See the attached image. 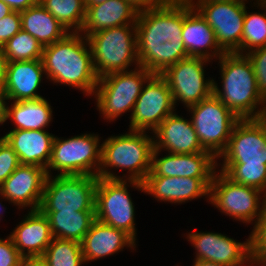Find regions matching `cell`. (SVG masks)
Here are the masks:
<instances>
[{
    "label": "cell",
    "mask_w": 266,
    "mask_h": 266,
    "mask_svg": "<svg viewBox=\"0 0 266 266\" xmlns=\"http://www.w3.org/2000/svg\"><path fill=\"white\" fill-rule=\"evenodd\" d=\"M260 220H266V199L264 203V213H263V216L260 218Z\"/></svg>",
    "instance_id": "cell-51"
},
{
    "label": "cell",
    "mask_w": 266,
    "mask_h": 266,
    "mask_svg": "<svg viewBox=\"0 0 266 266\" xmlns=\"http://www.w3.org/2000/svg\"><path fill=\"white\" fill-rule=\"evenodd\" d=\"M149 136L145 131L129 130L128 133L120 136L108 137L101 144V164L98 177L123 179L108 171V167L112 169L115 167V169L128 170L129 175L125 179L143 182L150 172L151 156L154 149V138Z\"/></svg>",
    "instance_id": "cell-4"
},
{
    "label": "cell",
    "mask_w": 266,
    "mask_h": 266,
    "mask_svg": "<svg viewBox=\"0 0 266 266\" xmlns=\"http://www.w3.org/2000/svg\"><path fill=\"white\" fill-rule=\"evenodd\" d=\"M197 138L205 151L216 158L225 150L239 118L214 94L188 107Z\"/></svg>",
    "instance_id": "cell-11"
},
{
    "label": "cell",
    "mask_w": 266,
    "mask_h": 266,
    "mask_svg": "<svg viewBox=\"0 0 266 266\" xmlns=\"http://www.w3.org/2000/svg\"><path fill=\"white\" fill-rule=\"evenodd\" d=\"M13 103V104H12ZM11 107L5 103V122L11 118L13 130H44L52 121V109L44 98L14 101Z\"/></svg>",
    "instance_id": "cell-27"
},
{
    "label": "cell",
    "mask_w": 266,
    "mask_h": 266,
    "mask_svg": "<svg viewBox=\"0 0 266 266\" xmlns=\"http://www.w3.org/2000/svg\"><path fill=\"white\" fill-rule=\"evenodd\" d=\"M20 16L22 30L36 38L43 47L62 40L71 32L40 4L21 11Z\"/></svg>",
    "instance_id": "cell-28"
},
{
    "label": "cell",
    "mask_w": 266,
    "mask_h": 266,
    "mask_svg": "<svg viewBox=\"0 0 266 266\" xmlns=\"http://www.w3.org/2000/svg\"><path fill=\"white\" fill-rule=\"evenodd\" d=\"M146 83L131 113L129 130L153 132L175 111L171 90L161 74H152Z\"/></svg>",
    "instance_id": "cell-15"
},
{
    "label": "cell",
    "mask_w": 266,
    "mask_h": 266,
    "mask_svg": "<svg viewBox=\"0 0 266 266\" xmlns=\"http://www.w3.org/2000/svg\"><path fill=\"white\" fill-rule=\"evenodd\" d=\"M0 206L2 207L1 203H0ZM1 207H0V211H2ZM0 215H1V212H0ZM0 218H2V217L0 216Z\"/></svg>",
    "instance_id": "cell-54"
},
{
    "label": "cell",
    "mask_w": 266,
    "mask_h": 266,
    "mask_svg": "<svg viewBox=\"0 0 266 266\" xmlns=\"http://www.w3.org/2000/svg\"><path fill=\"white\" fill-rule=\"evenodd\" d=\"M44 73L41 59L8 62L3 97L5 100L13 101L42 98L37 90L41 86Z\"/></svg>",
    "instance_id": "cell-22"
},
{
    "label": "cell",
    "mask_w": 266,
    "mask_h": 266,
    "mask_svg": "<svg viewBox=\"0 0 266 266\" xmlns=\"http://www.w3.org/2000/svg\"><path fill=\"white\" fill-rule=\"evenodd\" d=\"M258 6L265 9L266 11V0H261L259 3H258Z\"/></svg>",
    "instance_id": "cell-50"
},
{
    "label": "cell",
    "mask_w": 266,
    "mask_h": 266,
    "mask_svg": "<svg viewBox=\"0 0 266 266\" xmlns=\"http://www.w3.org/2000/svg\"><path fill=\"white\" fill-rule=\"evenodd\" d=\"M42 257L46 266H82L85 263L80 242L55 237Z\"/></svg>",
    "instance_id": "cell-31"
},
{
    "label": "cell",
    "mask_w": 266,
    "mask_h": 266,
    "mask_svg": "<svg viewBox=\"0 0 266 266\" xmlns=\"http://www.w3.org/2000/svg\"><path fill=\"white\" fill-rule=\"evenodd\" d=\"M184 0L139 11L136 22L139 66L152 74L188 58L183 38Z\"/></svg>",
    "instance_id": "cell-1"
},
{
    "label": "cell",
    "mask_w": 266,
    "mask_h": 266,
    "mask_svg": "<svg viewBox=\"0 0 266 266\" xmlns=\"http://www.w3.org/2000/svg\"><path fill=\"white\" fill-rule=\"evenodd\" d=\"M218 60L222 89L213 81V94L239 119L259 118L264 98L258 90L253 66L248 57L225 53Z\"/></svg>",
    "instance_id": "cell-3"
},
{
    "label": "cell",
    "mask_w": 266,
    "mask_h": 266,
    "mask_svg": "<svg viewBox=\"0 0 266 266\" xmlns=\"http://www.w3.org/2000/svg\"><path fill=\"white\" fill-rule=\"evenodd\" d=\"M192 6L214 30L219 46L226 53L241 54L245 2H196Z\"/></svg>",
    "instance_id": "cell-14"
},
{
    "label": "cell",
    "mask_w": 266,
    "mask_h": 266,
    "mask_svg": "<svg viewBox=\"0 0 266 266\" xmlns=\"http://www.w3.org/2000/svg\"><path fill=\"white\" fill-rule=\"evenodd\" d=\"M250 60L256 76V84L262 97L266 96V46L244 53Z\"/></svg>",
    "instance_id": "cell-36"
},
{
    "label": "cell",
    "mask_w": 266,
    "mask_h": 266,
    "mask_svg": "<svg viewBox=\"0 0 266 266\" xmlns=\"http://www.w3.org/2000/svg\"><path fill=\"white\" fill-rule=\"evenodd\" d=\"M47 174L36 165L20 164L0 186V197L18 208L39 210Z\"/></svg>",
    "instance_id": "cell-17"
},
{
    "label": "cell",
    "mask_w": 266,
    "mask_h": 266,
    "mask_svg": "<svg viewBox=\"0 0 266 266\" xmlns=\"http://www.w3.org/2000/svg\"><path fill=\"white\" fill-rule=\"evenodd\" d=\"M9 236L21 256L42 257L53 239L48 217L40 210H30Z\"/></svg>",
    "instance_id": "cell-25"
},
{
    "label": "cell",
    "mask_w": 266,
    "mask_h": 266,
    "mask_svg": "<svg viewBox=\"0 0 266 266\" xmlns=\"http://www.w3.org/2000/svg\"><path fill=\"white\" fill-rule=\"evenodd\" d=\"M135 240L125 231L95 219L83 237L81 250L85 263L102 259L121 251L125 246L135 248Z\"/></svg>",
    "instance_id": "cell-23"
},
{
    "label": "cell",
    "mask_w": 266,
    "mask_h": 266,
    "mask_svg": "<svg viewBox=\"0 0 266 266\" xmlns=\"http://www.w3.org/2000/svg\"><path fill=\"white\" fill-rule=\"evenodd\" d=\"M207 62L210 61L202 57H188L161 74L168 83L175 105L181 101L188 108L213 94L214 79L205 80Z\"/></svg>",
    "instance_id": "cell-12"
},
{
    "label": "cell",
    "mask_w": 266,
    "mask_h": 266,
    "mask_svg": "<svg viewBox=\"0 0 266 266\" xmlns=\"http://www.w3.org/2000/svg\"><path fill=\"white\" fill-rule=\"evenodd\" d=\"M139 10L127 0H108L95 5H86V18L82 30L85 37L98 31L136 24Z\"/></svg>",
    "instance_id": "cell-26"
},
{
    "label": "cell",
    "mask_w": 266,
    "mask_h": 266,
    "mask_svg": "<svg viewBox=\"0 0 266 266\" xmlns=\"http://www.w3.org/2000/svg\"><path fill=\"white\" fill-rule=\"evenodd\" d=\"M243 1H245V2H246L247 0H243ZM256 1H257V3H256V4H258V3H259L261 0H256Z\"/></svg>",
    "instance_id": "cell-53"
},
{
    "label": "cell",
    "mask_w": 266,
    "mask_h": 266,
    "mask_svg": "<svg viewBox=\"0 0 266 266\" xmlns=\"http://www.w3.org/2000/svg\"><path fill=\"white\" fill-rule=\"evenodd\" d=\"M265 199L266 195L261 190L235 183L221 171L215 173L210 185L209 201L220 212L243 223L253 224L255 221L254 226L263 216Z\"/></svg>",
    "instance_id": "cell-10"
},
{
    "label": "cell",
    "mask_w": 266,
    "mask_h": 266,
    "mask_svg": "<svg viewBox=\"0 0 266 266\" xmlns=\"http://www.w3.org/2000/svg\"><path fill=\"white\" fill-rule=\"evenodd\" d=\"M187 238L195 248V260L215 262L225 266H243L252 262L251 234L244 242H237L221 233L192 232Z\"/></svg>",
    "instance_id": "cell-16"
},
{
    "label": "cell",
    "mask_w": 266,
    "mask_h": 266,
    "mask_svg": "<svg viewBox=\"0 0 266 266\" xmlns=\"http://www.w3.org/2000/svg\"><path fill=\"white\" fill-rule=\"evenodd\" d=\"M222 165H266V125L260 118L239 119L234 125Z\"/></svg>",
    "instance_id": "cell-13"
},
{
    "label": "cell",
    "mask_w": 266,
    "mask_h": 266,
    "mask_svg": "<svg viewBox=\"0 0 266 266\" xmlns=\"http://www.w3.org/2000/svg\"><path fill=\"white\" fill-rule=\"evenodd\" d=\"M48 217L52 236L81 242L95 220V211H41Z\"/></svg>",
    "instance_id": "cell-29"
},
{
    "label": "cell",
    "mask_w": 266,
    "mask_h": 266,
    "mask_svg": "<svg viewBox=\"0 0 266 266\" xmlns=\"http://www.w3.org/2000/svg\"><path fill=\"white\" fill-rule=\"evenodd\" d=\"M194 261H195L194 265L192 266H225L215 262L204 261V260H194Z\"/></svg>",
    "instance_id": "cell-46"
},
{
    "label": "cell",
    "mask_w": 266,
    "mask_h": 266,
    "mask_svg": "<svg viewBox=\"0 0 266 266\" xmlns=\"http://www.w3.org/2000/svg\"><path fill=\"white\" fill-rule=\"evenodd\" d=\"M5 2L13 11H24L29 7L39 4V0H2Z\"/></svg>",
    "instance_id": "cell-40"
},
{
    "label": "cell",
    "mask_w": 266,
    "mask_h": 266,
    "mask_svg": "<svg viewBox=\"0 0 266 266\" xmlns=\"http://www.w3.org/2000/svg\"><path fill=\"white\" fill-rule=\"evenodd\" d=\"M144 192L143 182L127 179L98 178L95 190V219L120 229L136 241L135 209L127 184Z\"/></svg>",
    "instance_id": "cell-7"
},
{
    "label": "cell",
    "mask_w": 266,
    "mask_h": 266,
    "mask_svg": "<svg viewBox=\"0 0 266 266\" xmlns=\"http://www.w3.org/2000/svg\"><path fill=\"white\" fill-rule=\"evenodd\" d=\"M87 40L98 78L128 71L134 62L139 67L136 24L104 29L89 35Z\"/></svg>",
    "instance_id": "cell-5"
},
{
    "label": "cell",
    "mask_w": 266,
    "mask_h": 266,
    "mask_svg": "<svg viewBox=\"0 0 266 266\" xmlns=\"http://www.w3.org/2000/svg\"><path fill=\"white\" fill-rule=\"evenodd\" d=\"M5 98L3 97L2 94H0V124L2 125L3 123H5Z\"/></svg>",
    "instance_id": "cell-45"
},
{
    "label": "cell",
    "mask_w": 266,
    "mask_h": 266,
    "mask_svg": "<svg viewBox=\"0 0 266 266\" xmlns=\"http://www.w3.org/2000/svg\"><path fill=\"white\" fill-rule=\"evenodd\" d=\"M260 119H262V121L265 123V125H266V116H260L259 117Z\"/></svg>",
    "instance_id": "cell-52"
},
{
    "label": "cell",
    "mask_w": 266,
    "mask_h": 266,
    "mask_svg": "<svg viewBox=\"0 0 266 266\" xmlns=\"http://www.w3.org/2000/svg\"><path fill=\"white\" fill-rule=\"evenodd\" d=\"M252 230V262L266 266V220H259Z\"/></svg>",
    "instance_id": "cell-35"
},
{
    "label": "cell",
    "mask_w": 266,
    "mask_h": 266,
    "mask_svg": "<svg viewBox=\"0 0 266 266\" xmlns=\"http://www.w3.org/2000/svg\"><path fill=\"white\" fill-rule=\"evenodd\" d=\"M260 116H266V96L264 97L263 109Z\"/></svg>",
    "instance_id": "cell-49"
},
{
    "label": "cell",
    "mask_w": 266,
    "mask_h": 266,
    "mask_svg": "<svg viewBox=\"0 0 266 266\" xmlns=\"http://www.w3.org/2000/svg\"><path fill=\"white\" fill-rule=\"evenodd\" d=\"M100 138L94 134H82L67 139L54 137L51 157L46 168L59 175H92L98 177L101 164ZM100 145V146H99ZM51 169V170H50Z\"/></svg>",
    "instance_id": "cell-8"
},
{
    "label": "cell",
    "mask_w": 266,
    "mask_h": 266,
    "mask_svg": "<svg viewBox=\"0 0 266 266\" xmlns=\"http://www.w3.org/2000/svg\"><path fill=\"white\" fill-rule=\"evenodd\" d=\"M20 257L10 236L7 239L0 238V266H17Z\"/></svg>",
    "instance_id": "cell-39"
},
{
    "label": "cell",
    "mask_w": 266,
    "mask_h": 266,
    "mask_svg": "<svg viewBox=\"0 0 266 266\" xmlns=\"http://www.w3.org/2000/svg\"><path fill=\"white\" fill-rule=\"evenodd\" d=\"M41 60L47 79L80 89L88 96L94 94L99 78L87 37L80 32H69L62 40L44 46Z\"/></svg>",
    "instance_id": "cell-2"
},
{
    "label": "cell",
    "mask_w": 266,
    "mask_h": 266,
    "mask_svg": "<svg viewBox=\"0 0 266 266\" xmlns=\"http://www.w3.org/2000/svg\"><path fill=\"white\" fill-rule=\"evenodd\" d=\"M159 150L153 149L151 168L147 176L213 178L217 158L212 153L173 154L158 158Z\"/></svg>",
    "instance_id": "cell-18"
},
{
    "label": "cell",
    "mask_w": 266,
    "mask_h": 266,
    "mask_svg": "<svg viewBox=\"0 0 266 266\" xmlns=\"http://www.w3.org/2000/svg\"><path fill=\"white\" fill-rule=\"evenodd\" d=\"M20 160L15 151L0 138V186L20 165Z\"/></svg>",
    "instance_id": "cell-37"
},
{
    "label": "cell",
    "mask_w": 266,
    "mask_h": 266,
    "mask_svg": "<svg viewBox=\"0 0 266 266\" xmlns=\"http://www.w3.org/2000/svg\"><path fill=\"white\" fill-rule=\"evenodd\" d=\"M151 75L150 71L136 66L134 71L114 72L99 78L94 92L97 109L109 122L122 113L132 112L143 85Z\"/></svg>",
    "instance_id": "cell-6"
},
{
    "label": "cell",
    "mask_w": 266,
    "mask_h": 266,
    "mask_svg": "<svg viewBox=\"0 0 266 266\" xmlns=\"http://www.w3.org/2000/svg\"><path fill=\"white\" fill-rule=\"evenodd\" d=\"M152 133L154 149L159 152L163 149L182 155L211 153L202 148L192 122L177 115L176 112L168 115Z\"/></svg>",
    "instance_id": "cell-20"
},
{
    "label": "cell",
    "mask_w": 266,
    "mask_h": 266,
    "mask_svg": "<svg viewBox=\"0 0 266 266\" xmlns=\"http://www.w3.org/2000/svg\"><path fill=\"white\" fill-rule=\"evenodd\" d=\"M213 178H184L166 176H146L144 192L159 201L185 203L202 196H208Z\"/></svg>",
    "instance_id": "cell-19"
},
{
    "label": "cell",
    "mask_w": 266,
    "mask_h": 266,
    "mask_svg": "<svg viewBox=\"0 0 266 266\" xmlns=\"http://www.w3.org/2000/svg\"><path fill=\"white\" fill-rule=\"evenodd\" d=\"M54 137L45 130H11L2 138L18 155L21 164L36 165L46 170Z\"/></svg>",
    "instance_id": "cell-24"
},
{
    "label": "cell",
    "mask_w": 266,
    "mask_h": 266,
    "mask_svg": "<svg viewBox=\"0 0 266 266\" xmlns=\"http://www.w3.org/2000/svg\"><path fill=\"white\" fill-rule=\"evenodd\" d=\"M7 63L8 61L4 53V49L2 46H0V94H2L5 83Z\"/></svg>",
    "instance_id": "cell-43"
},
{
    "label": "cell",
    "mask_w": 266,
    "mask_h": 266,
    "mask_svg": "<svg viewBox=\"0 0 266 266\" xmlns=\"http://www.w3.org/2000/svg\"><path fill=\"white\" fill-rule=\"evenodd\" d=\"M264 46H266V11L249 14L246 10L241 39V55H244L243 52L249 53Z\"/></svg>",
    "instance_id": "cell-33"
},
{
    "label": "cell",
    "mask_w": 266,
    "mask_h": 266,
    "mask_svg": "<svg viewBox=\"0 0 266 266\" xmlns=\"http://www.w3.org/2000/svg\"><path fill=\"white\" fill-rule=\"evenodd\" d=\"M42 5L68 31L80 32L86 18L84 0H39Z\"/></svg>",
    "instance_id": "cell-30"
},
{
    "label": "cell",
    "mask_w": 266,
    "mask_h": 266,
    "mask_svg": "<svg viewBox=\"0 0 266 266\" xmlns=\"http://www.w3.org/2000/svg\"><path fill=\"white\" fill-rule=\"evenodd\" d=\"M97 176H47L40 211H95Z\"/></svg>",
    "instance_id": "cell-9"
},
{
    "label": "cell",
    "mask_w": 266,
    "mask_h": 266,
    "mask_svg": "<svg viewBox=\"0 0 266 266\" xmlns=\"http://www.w3.org/2000/svg\"><path fill=\"white\" fill-rule=\"evenodd\" d=\"M221 172L235 183L257 188L266 195V165H221Z\"/></svg>",
    "instance_id": "cell-34"
},
{
    "label": "cell",
    "mask_w": 266,
    "mask_h": 266,
    "mask_svg": "<svg viewBox=\"0 0 266 266\" xmlns=\"http://www.w3.org/2000/svg\"><path fill=\"white\" fill-rule=\"evenodd\" d=\"M182 38L188 57L212 60V57L219 59L226 53L219 46L214 30L192 6L190 0H184ZM209 50L212 53H209Z\"/></svg>",
    "instance_id": "cell-21"
},
{
    "label": "cell",
    "mask_w": 266,
    "mask_h": 266,
    "mask_svg": "<svg viewBox=\"0 0 266 266\" xmlns=\"http://www.w3.org/2000/svg\"><path fill=\"white\" fill-rule=\"evenodd\" d=\"M22 29L20 12L13 11L0 20V46H4Z\"/></svg>",
    "instance_id": "cell-38"
},
{
    "label": "cell",
    "mask_w": 266,
    "mask_h": 266,
    "mask_svg": "<svg viewBox=\"0 0 266 266\" xmlns=\"http://www.w3.org/2000/svg\"><path fill=\"white\" fill-rule=\"evenodd\" d=\"M17 266H46L41 256H21Z\"/></svg>",
    "instance_id": "cell-42"
},
{
    "label": "cell",
    "mask_w": 266,
    "mask_h": 266,
    "mask_svg": "<svg viewBox=\"0 0 266 266\" xmlns=\"http://www.w3.org/2000/svg\"><path fill=\"white\" fill-rule=\"evenodd\" d=\"M137 10L142 11L163 5L167 0H127Z\"/></svg>",
    "instance_id": "cell-41"
},
{
    "label": "cell",
    "mask_w": 266,
    "mask_h": 266,
    "mask_svg": "<svg viewBox=\"0 0 266 266\" xmlns=\"http://www.w3.org/2000/svg\"><path fill=\"white\" fill-rule=\"evenodd\" d=\"M13 10L2 0H0V20L9 15Z\"/></svg>",
    "instance_id": "cell-44"
},
{
    "label": "cell",
    "mask_w": 266,
    "mask_h": 266,
    "mask_svg": "<svg viewBox=\"0 0 266 266\" xmlns=\"http://www.w3.org/2000/svg\"><path fill=\"white\" fill-rule=\"evenodd\" d=\"M43 48L36 38L22 29L3 46L8 62L41 59Z\"/></svg>",
    "instance_id": "cell-32"
},
{
    "label": "cell",
    "mask_w": 266,
    "mask_h": 266,
    "mask_svg": "<svg viewBox=\"0 0 266 266\" xmlns=\"http://www.w3.org/2000/svg\"><path fill=\"white\" fill-rule=\"evenodd\" d=\"M108 0H84L85 5H95L98 3L106 2Z\"/></svg>",
    "instance_id": "cell-48"
},
{
    "label": "cell",
    "mask_w": 266,
    "mask_h": 266,
    "mask_svg": "<svg viewBox=\"0 0 266 266\" xmlns=\"http://www.w3.org/2000/svg\"><path fill=\"white\" fill-rule=\"evenodd\" d=\"M195 1V0H194ZM197 2H245L243 0H197Z\"/></svg>",
    "instance_id": "cell-47"
}]
</instances>
